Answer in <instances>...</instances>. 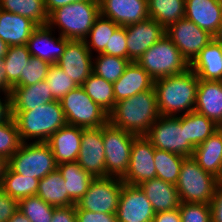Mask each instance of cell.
Segmentation results:
<instances>
[{
	"label": "cell",
	"instance_id": "6da1fadb",
	"mask_svg": "<svg viewBox=\"0 0 222 222\" xmlns=\"http://www.w3.org/2000/svg\"><path fill=\"white\" fill-rule=\"evenodd\" d=\"M198 82V76L190 68L154 80L159 115L176 117L194 111Z\"/></svg>",
	"mask_w": 222,
	"mask_h": 222
},
{
	"label": "cell",
	"instance_id": "7a4b0ae2",
	"mask_svg": "<svg viewBox=\"0 0 222 222\" xmlns=\"http://www.w3.org/2000/svg\"><path fill=\"white\" fill-rule=\"evenodd\" d=\"M159 116L156 91L153 87L116 102L108 115V122L114 127L140 136L149 131Z\"/></svg>",
	"mask_w": 222,
	"mask_h": 222
},
{
	"label": "cell",
	"instance_id": "3957f363",
	"mask_svg": "<svg viewBox=\"0 0 222 222\" xmlns=\"http://www.w3.org/2000/svg\"><path fill=\"white\" fill-rule=\"evenodd\" d=\"M12 115L22 142H28L29 139L32 142H47L67 124L59 100L37 106L33 110H12Z\"/></svg>",
	"mask_w": 222,
	"mask_h": 222
},
{
	"label": "cell",
	"instance_id": "277c9868",
	"mask_svg": "<svg viewBox=\"0 0 222 222\" xmlns=\"http://www.w3.org/2000/svg\"><path fill=\"white\" fill-rule=\"evenodd\" d=\"M100 15L99 0L70 3L48 14L47 26L69 40H84ZM56 26V27H55Z\"/></svg>",
	"mask_w": 222,
	"mask_h": 222
},
{
	"label": "cell",
	"instance_id": "5b68a950",
	"mask_svg": "<svg viewBox=\"0 0 222 222\" xmlns=\"http://www.w3.org/2000/svg\"><path fill=\"white\" fill-rule=\"evenodd\" d=\"M154 79L178 75L190 68L175 44L165 35L136 61Z\"/></svg>",
	"mask_w": 222,
	"mask_h": 222
},
{
	"label": "cell",
	"instance_id": "8992f818",
	"mask_svg": "<svg viewBox=\"0 0 222 222\" xmlns=\"http://www.w3.org/2000/svg\"><path fill=\"white\" fill-rule=\"evenodd\" d=\"M218 181L216 177L205 172L192 156L185 157L176 183L180 201L210 204Z\"/></svg>",
	"mask_w": 222,
	"mask_h": 222
},
{
	"label": "cell",
	"instance_id": "52a82bcc",
	"mask_svg": "<svg viewBox=\"0 0 222 222\" xmlns=\"http://www.w3.org/2000/svg\"><path fill=\"white\" fill-rule=\"evenodd\" d=\"M8 167L25 177L41 180L57 169V163L47 142H23L8 159Z\"/></svg>",
	"mask_w": 222,
	"mask_h": 222
},
{
	"label": "cell",
	"instance_id": "ba28073f",
	"mask_svg": "<svg viewBox=\"0 0 222 222\" xmlns=\"http://www.w3.org/2000/svg\"><path fill=\"white\" fill-rule=\"evenodd\" d=\"M68 125L98 128L108 123V113L96 104L82 86H77L59 100Z\"/></svg>",
	"mask_w": 222,
	"mask_h": 222
},
{
	"label": "cell",
	"instance_id": "9c48e42d",
	"mask_svg": "<svg viewBox=\"0 0 222 222\" xmlns=\"http://www.w3.org/2000/svg\"><path fill=\"white\" fill-rule=\"evenodd\" d=\"M137 136L129 131L114 127L109 122L102 126L106 177L122 179L125 176L133 141Z\"/></svg>",
	"mask_w": 222,
	"mask_h": 222
},
{
	"label": "cell",
	"instance_id": "30bf717a",
	"mask_svg": "<svg viewBox=\"0 0 222 222\" xmlns=\"http://www.w3.org/2000/svg\"><path fill=\"white\" fill-rule=\"evenodd\" d=\"M145 137L154 148L191 157L194 147L186 141L185 128L181 127L180 116H159Z\"/></svg>",
	"mask_w": 222,
	"mask_h": 222
},
{
	"label": "cell",
	"instance_id": "8fae6325",
	"mask_svg": "<svg viewBox=\"0 0 222 222\" xmlns=\"http://www.w3.org/2000/svg\"><path fill=\"white\" fill-rule=\"evenodd\" d=\"M123 185L122 180L116 177L94 178L75 209L116 213Z\"/></svg>",
	"mask_w": 222,
	"mask_h": 222
},
{
	"label": "cell",
	"instance_id": "7c38bea8",
	"mask_svg": "<svg viewBox=\"0 0 222 222\" xmlns=\"http://www.w3.org/2000/svg\"><path fill=\"white\" fill-rule=\"evenodd\" d=\"M165 30L166 36L175 44L189 64L213 40L212 35L185 17L170 24Z\"/></svg>",
	"mask_w": 222,
	"mask_h": 222
},
{
	"label": "cell",
	"instance_id": "4fadbf2b",
	"mask_svg": "<svg viewBox=\"0 0 222 222\" xmlns=\"http://www.w3.org/2000/svg\"><path fill=\"white\" fill-rule=\"evenodd\" d=\"M155 148L145 135L137 136L131 148L127 173L121 179L128 185H139L144 181L156 178L154 162Z\"/></svg>",
	"mask_w": 222,
	"mask_h": 222
},
{
	"label": "cell",
	"instance_id": "5bb4252c",
	"mask_svg": "<svg viewBox=\"0 0 222 222\" xmlns=\"http://www.w3.org/2000/svg\"><path fill=\"white\" fill-rule=\"evenodd\" d=\"M77 163L94 178L106 177L102 127L82 128L81 146Z\"/></svg>",
	"mask_w": 222,
	"mask_h": 222
},
{
	"label": "cell",
	"instance_id": "9a60e30c",
	"mask_svg": "<svg viewBox=\"0 0 222 222\" xmlns=\"http://www.w3.org/2000/svg\"><path fill=\"white\" fill-rule=\"evenodd\" d=\"M118 222H152L155 212L137 185H123L116 212Z\"/></svg>",
	"mask_w": 222,
	"mask_h": 222
},
{
	"label": "cell",
	"instance_id": "2e32d148",
	"mask_svg": "<svg viewBox=\"0 0 222 222\" xmlns=\"http://www.w3.org/2000/svg\"><path fill=\"white\" fill-rule=\"evenodd\" d=\"M78 86L93 73V54L84 40H70L56 63Z\"/></svg>",
	"mask_w": 222,
	"mask_h": 222
},
{
	"label": "cell",
	"instance_id": "e0dca14e",
	"mask_svg": "<svg viewBox=\"0 0 222 222\" xmlns=\"http://www.w3.org/2000/svg\"><path fill=\"white\" fill-rule=\"evenodd\" d=\"M127 59L136 62L154 43L166 35L165 28L148 18L142 22L125 26Z\"/></svg>",
	"mask_w": 222,
	"mask_h": 222
},
{
	"label": "cell",
	"instance_id": "ac0fdd59",
	"mask_svg": "<svg viewBox=\"0 0 222 222\" xmlns=\"http://www.w3.org/2000/svg\"><path fill=\"white\" fill-rule=\"evenodd\" d=\"M100 14L119 26H128L149 18L148 0H99Z\"/></svg>",
	"mask_w": 222,
	"mask_h": 222
},
{
	"label": "cell",
	"instance_id": "d6986e66",
	"mask_svg": "<svg viewBox=\"0 0 222 222\" xmlns=\"http://www.w3.org/2000/svg\"><path fill=\"white\" fill-rule=\"evenodd\" d=\"M53 30L46 26H38L31 34L27 47L32 57L39 58L49 64H56L60 59L66 44L70 41L59 35L52 36Z\"/></svg>",
	"mask_w": 222,
	"mask_h": 222
},
{
	"label": "cell",
	"instance_id": "ffe728a7",
	"mask_svg": "<svg viewBox=\"0 0 222 222\" xmlns=\"http://www.w3.org/2000/svg\"><path fill=\"white\" fill-rule=\"evenodd\" d=\"M82 137V127L66 124L47 141L58 164L77 161Z\"/></svg>",
	"mask_w": 222,
	"mask_h": 222
},
{
	"label": "cell",
	"instance_id": "44dd1931",
	"mask_svg": "<svg viewBox=\"0 0 222 222\" xmlns=\"http://www.w3.org/2000/svg\"><path fill=\"white\" fill-rule=\"evenodd\" d=\"M154 87V79L137 62L131 61L122 76L113 83L115 102Z\"/></svg>",
	"mask_w": 222,
	"mask_h": 222
},
{
	"label": "cell",
	"instance_id": "7402d4cb",
	"mask_svg": "<svg viewBox=\"0 0 222 222\" xmlns=\"http://www.w3.org/2000/svg\"><path fill=\"white\" fill-rule=\"evenodd\" d=\"M185 18L214 36L222 20L219 0H185Z\"/></svg>",
	"mask_w": 222,
	"mask_h": 222
},
{
	"label": "cell",
	"instance_id": "603a6c76",
	"mask_svg": "<svg viewBox=\"0 0 222 222\" xmlns=\"http://www.w3.org/2000/svg\"><path fill=\"white\" fill-rule=\"evenodd\" d=\"M138 186L147 196L155 213L179 208L181 201L176 185L156 177Z\"/></svg>",
	"mask_w": 222,
	"mask_h": 222
},
{
	"label": "cell",
	"instance_id": "cb8c5ba5",
	"mask_svg": "<svg viewBox=\"0 0 222 222\" xmlns=\"http://www.w3.org/2000/svg\"><path fill=\"white\" fill-rule=\"evenodd\" d=\"M195 112L213 120L216 124L222 119V81L199 79Z\"/></svg>",
	"mask_w": 222,
	"mask_h": 222
},
{
	"label": "cell",
	"instance_id": "d4e9b609",
	"mask_svg": "<svg viewBox=\"0 0 222 222\" xmlns=\"http://www.w3.org/2000/svg\"><path fill=\"white\" fill-rule=\"evenodd\" d=\"M190 69L205 81H222V46L214 39L190 63Z\"/></svg>",
	"mask_w": 222,
	"mask_h": 222
},
{
	"label": "cell",
	"instance_id": "484cf974",
	"mask_svg": "<svg viewBox=\"0 0 222 222\" xmlns=\"http://www.w3.org/2000/svg\"><path fill=\"white\" fill-rule=\"evenodd\" d=\"M38 26L29 18L2 10L0 13V38L8 45H27Z\"/></svg>",
	"mask_w": 222,
	"mask_h": 222
},
{
	"label": "cell",
	"instance_id": "4316f807",
	"mask_svg": "<svg viewBox=\"0 0 222 222\" xmlns=\"http://www.w3.org/2000/svg\"><path fill=\"white\" fill-rule=\"evenodd\" d=\"M192 157L205 171L222 179V131L217 130L203 143L194 148Z\"/></svg>",
	"mask_w": 222,
	"mask_h": 222
},
{
	"label": "cell",
	"instance_id": "83f0119b",
	"mask_svg": "<svg viewBox=\"0 0 222 222\" xmlns=\"http://www.w3.org/2000/svg\"><path fill=\"white\" fill-rule=\"evenodd\" d=\"M49 87L46 80L30 86H15L10 95L12 110H33L54 101Z\"/></svg>",
	"mask_w": 222,
	"mask_h": 222
},
{
	"label": "cell",
	"instance_id": "f1b7e54d",
	"mask_svg": "<svg viewBox=\"0 0 222 222\" xmlns=\"http://www.w3.org/2000/svg\"><path fill=\"white\" fill-rule=\"evenodd\" d=\"M37 196L53 207H69L76 205L67 194L65 180L56 169L39 180Z\"/></svg>",
	"mask_w": 222,
	"mask_h": 222
},
{
	"label": "cell",
	"instance_id": "f546056e",
	"mask_svg": "<svg viewBox=\"0 0 222 222\" xmlns=\"http://www.w3.org/2000/svg\"><path fill=\"white\" fill-rule=\"evenodd\" d=\"M57 169L65 180L67 194L77 204L88 191L94 177L86 172L77 161L58 164Z\"/></svg>",
	"mask_w": 222,
	"mask_h": 222
},
{
	"label": "cell",
	"instance_id": "4dcf8cb0",
	"mask_svg": "<svg viewBox=\"0 0 222 222\" xmlns=\"http://www.w3.org/2000/svg\"><path fill=\"white\" fill-rule=\"evenodd\" d=\"M180 123L185 128L186 141L194 148L218 130L213 120L195 111L180 115Z\"/></svg>",
	"mask_w": 222,
	"mask_h": 222
},
{
	"label": "cell",
	"instance_id": "1f68e13d",
	"mask_svg": "<svg viewBox=\"0 0 222 222\" xmlns=\"http://www.w3.org/2000/svg\"><path fill=\"white\" fill-rule=\"evenodd\" d=\"M31 57L27 45L8 46L2 63L7 72L8 83L12 88L20 86V76L24 75V69L29 65Z\"/></svg>",
	"mask_w": 222,
	"mask_h": 222
},
{
	"label": "cell",
	"instance_id": "d6a6232c",
	"mask_svg": "<svg viewBox=\"0 0 222 222\" xmlns=\"http://www.w3.org/2000/svg\"><path fill=\"white\" fill-rule=\"evenodd\" d=\"M149 18L160 23L165 29L184 18L185 0H148Z\"/></svg>",
	"mask_w": 222,
	"mask_h": 222
},
{
	"label": "cell",
	"instance_id": "836d02e7",
	"mask_svg": "<svg viewBox=\"0 0 222 222\" xmlns=\"http://www.w3.org/2000/svg\"><path fill=\"white\" fill-rule=\"evenodd\" d=\"M86 94L108 114L116 104L113 83L92 73L82 84Z\"/></svg>",
	"mask_w": 222,
	"mask_h": 222
},
{
	"label": "cell",
	"instance_id": "e575fe53",
	"mask_svg": "<svg viewBox=\"0 0 222 222\" xmlns=\"http://www.w3.org/2000/svg\"><path fill=\"white\" fill-rule=\"evenodd\" d=\"M39 179L25 177L7 167L0 188L10 197L20 199L37 194Z\"/></svg>",
	"mask_w": 222,
	"mask_h": 222
},
{
	"label": "cell",
	"instance_id": "d590c367",
	"mask_svg": "<svg viewBox=\"0 0 222 222\" xmlns=\"http://www.w3.org/2000/svg\"><path fill=\"white\" fill-rule=\"evenodd\" d=\"M2 10L29 18L37 26H46L48 13L44 0H1Z\"/></svg>",
	"mask_w": 222,
	"mask_h": 222
},
{
	"label": "cell",
	"instance_id": "8d00e7d4",
	"mask_svg": "<svg viewBox=\"0 0 222 222\" xmlns=\"http://www.w3.org/2000/svg\"><path fill=\"white\" fill-rule=\"evenodd\" d=\"M118 27L119 25H117L115 22L100 14L96 18L94 25L89 31L86 39H84L85 44L91 54H93L92 51H96L97 54L102 53L106 47H109L110 37Z\"/></svg>",
	"mask_w": 222,
	"mask_h": 222
},
{
	"label": "cell",
	"instance_id": "74e56055",
	"mask_svg": "<svg viewBox=\"0 0 222 222\" xmlns=\"http://www.w3.org/2000/svg\"><path fill=\"white\" fill-rule=\"evenodd\" d=\"M184 158L181 155L155 148L156 177L176 185Z\"/></svg>",
	"mask_w": 222,
	"mask_h": 222
},
{
	"label": "cell",
	"instance_id": "f35d334b",
	"mask_svg": "<svg viewBox=\"0 0 222 222\" xmlns=\"http://www.w3.org/2000/svg\"><path fill=\"white\" fill-rule=\"evenodd\" d=\"M93 58V73L106 81H117L131 62L128 59L99 53Z\"/></svg>",
	"mask_w": 222,
	"mask_h": 222
},
{
	"label": "cell",
	"instance_id": "ab89813d",
	"mask_svg": "<svg viewBox=\"0 0 222 222\" xmlns=\"http://www.w3.org/2000/svg\"><path fill=\"white\" fill-rule=\"evenodd\" d=\"M18 208L30 222H51L54 209L39 196L33 195L19 200Z\"/></svg>",
	"mask_w": 222,
	"mask_h": 222
},
{
	"label": "cell",
	"instance_id": "60d3db41",
	"mask_svg": "<svg viewBox=\"0 0 222 222\" xmlns=\"http://www.w3.org/2000/svg\"><path fill=\"white\" fill-rule=\"evenodd\" d=\"M22 143L13 117L5 123H0V156L8 160L17 152Z\"/></svg>",
	"mask_w": 222,
	"mask_h": 222
},
{
	"label": "cell",
	"instance_id": "b9f144b4",
	"mask_svg": "<svg viewBox=\"0 0 222 222\" xmlns=\"http://www.w3.org/2000/svg\"><path fill=\"white\" fill-rule=\"evenodd\" d=\"M46 81L55 100H61L68 92L78 86L57 64L50 66Z\"/></svg>",
	"mask_w": 222,
	"mask_h": 222
},
{
	"label": "cell",
	"instance_id": "7bdbcfd3",
	"mask_svg": "<svg viewBox=\"0 0 222 222\" xmlns=\"http://www.w3.org/2000/svg\"><path fill=\"white\" fill-rule=\"evenodd\" d=\"M181 222H212L210 204L181 202Z\"/></svg>",
	"mask_w": 222,
	"mask_h": 222
},
{
	"label": "cell",
	"instance_id": "ee69618b",
	"mask_svg": "<svg viewBox=\"0 0 222 222\" xmlns=\"http://www.w3.org/2000/svg\"><path fill=\"white\" fill-rule=\"evenodd\" d=\"M51 64L39 58L31 57L29 65L24 69V75L20 76V86H30L46 80Z\"/></svg>",
	"mask_w": 222,
	"mask_h": 222
},
{
	"label": "cell",
	"instance_id": "f6af8a7d",
	"mask_svg": "<svg viewBox=\"0 0 222 222\" xmlns=\"http://www.w3.org/2000/svg\"><path fill=\"white\" fill-rule=\"evenodd\" d=\"M102 53L127 59V39L124 26H119L114 31L109 40V47H106Z\"/></svg>",
	"mask_w": 222,
	"mask_h": 222
},
{
	"label": "cell",
	"instance_id": "bcb514c9",
	"mask_svg": "<svg viewBox=\"0 0 222 222\" xmlns=\"http://www.w3.org/2000/svg\"><path fill=\"white\" fill-rule=\"evenodd\" d=\"M77 222H118L116 213L92 212L76 209Z\"/></svg>",
	"mask_w": 222,
	"mask_h": 222
},
{
	"label": "cell",
	"instance_id": "7dc6e473",
	"mask_svg": "<svg viewBox=\"0 0 222 222\" xmlns=\"http://www.w3.org/2000/svg\"><path fill=\"white\" fill-rule=\"evenodd\" d=\"M19 201L0 188V222H7L18 210Z\"/></svg>",
	"mask_w": 222,
	"mask_h": 222
},
{
	"label": "cell",
	"instance_id": "c3c4849f",
	"mask_svg": "<svg viewBox=\"0 0 222 222\" xmlns=\"http://www.w3.org/2000/svg\"><path fill=\"white\" fill-rule=\"evenodd\" d=\"M210 207L212 222H222V179L217 183Z\"/></svg>",
	"mask_w": 222,
	"mask_h": 222
},
{
	"label": "cell",
	"instance_id": "681fc988",
	"mask_svg": "<svg viewBox=\"0 0 222 222\" xmlns=\"http://www.w3.org/2000/svg\"><path fill=\"white\" fill-rule=\"evenodd\" d=\"M51 222H77L75 205L55 208Z\"/></svg>",
	"mask_w": 222,
	"mask_h": 222
},
{
	"label": "cell",
	"instance_id": "f907efd6",
	"mask_svg": "<svg viewBox=\"0 0 222 222\" xmlns=\"http://www.w3.org/2000/svg\"><path fill=\"white\" fill-rule=\"evenodd\" d=\"M152 222H181L179 209L157 212Z\"/></svg>",
	"mask_w": 222,
	"mask_h": 222
},
{
	"label": "cell",
	"instance_id": "816d5d0a",
	"mask_svg": "<svg viewBox=\"0 0 222 222\" xmlns=\"http://www.w3.org/2000/svg\"><path fill=\"white\" fill-rule=\"evenodd\" d=\"M13 117L11 97L10 95L4 96V99L0 96V123H5Z\"/></svg>",
	"mask_w": 222,
	"mask_h": 222
},
{
	"label": "cell",
	"instance_id": "f5cc1de1",
	"mask_svg": "<svg viewBox=\"0 0 222 222\" xmlns=\"http://www.w3.org/2000/svg\"><path fill=\"white\" fill-rule=\"evenodd\" d=\"M1 92L4 93L3 95H11L12 92V87L8 83L7 72L2 60H0V93Z\"/></svg>",
	"mask_w": 222,
	"mask_h": 222
},
{
	"label": "cell",
	"instance_id": "db71d44e",
	"mask_svg": "<svg viewBox=\"0 0 222 222\" xmlns=\"http://www.w3.org/2000/svg\"><path fill=\"white\" fill-rule=\"evenodd\" d=\"M81 1H86V0H44V4L46 11L49 14L51 11L63 7L64 5Z\"/></svg>",
	"mask_w": 222,
	"mask_h": 222
},
{
	"label": "cell",
	"instance_id": "11a10c76",
	"mask_svg": "<svg viewBox=\"0 0 222 222\" xmlns=\"http://www.w3.org/2000/svg\"><path fill=\"white\" fill-rule=\"evenodd\" d=\"M7 222H30V220L18 208V210L14 213V215Z\"/></svg>",
	"mask_w": 222,
	"mask_h": 222
},
{
	"label": "cell",
	"instance_id": "9f6ffc18",
	"mask_svg": "<svg viewBox=\"0 0 222 222\" xmlns=\"http://www.w3.org/2000/svg\"><path fill=\"white\" fill-rule=\"evenodd\" d=\"M8 167V160L3 156H0V185L3 180V176L5 175L6 169Z\"/></svg>",
	"mask_w": 222,
	"mask_h": 222
},
{
	"label": "cell",
	"instance_id": "6f0895ef",
	"mask_svg": "<svg viewBox=\"0 0 222 222\" xmlns=\"http://www.w3.org/2000/svg\"><path fill=\"white\" fill-rule=\"evenodd\" d=\"M213 39L222 46V20L219 25L218 31L216 34L213 36Z\"/></svg>",
	"mask_w": 222,
	"mask_h": 222
},
{
	"label": "cell",
	"instance_id": "680465c9",
	"mask_svg": "<svg viewBox=\"0 0 222 222\" xmlns=\"http://www.w3.org/2000/svg\"><path fill=\"white\" fill-rule=\"evenodd\" d=\"M8 45L0 38V60L5 56Z\"/></svg>",
	"mask_w": 222,
	"mask_h": 222
},
{
	"label": "cell",
	"instance_id": "91938a15",
	"mask_svg": "<svg viewBox=\"0 0 222 222\" xmlns=\"http://www.w3.org/2000/svg\"><path fill=\"white\" fill-rule=\"evenodd\" d=\"M218 130L222 131V119L220 120V122L217 124Z\"/></svg>",
	"mask_w": 222,
	"mask_h": 222
},
{
	"label": "cell",
	"instance_id": "94428289",
	"mask_svg": "<svg viewBox=\"0 0 222 222\" xmlns=\"http://www.w3.org/2000/svg\"><path fill=\"white\" fill-rule=\"evenodd\" d=\"M1 11H2V6H1V0H0V13H1Z\"/></svg>",
	"mask_w": 222,
	"mask_h": 222
},
{
	"label": "cell",
	"instance_id": "6125c7cd",
	"mask_svg": "<svg viewBox=\"0 0 222 222\" xmlns=\"http://www.w3.org/2000/svg\"><path fill=\"white\" fill-rule=\"evenodd\" d=\"M219 3H220V6H221V8H222V0H219Z\"/></svg>",
	"mask_w": 222,
	"mask_h": 222
}]
</instances>
